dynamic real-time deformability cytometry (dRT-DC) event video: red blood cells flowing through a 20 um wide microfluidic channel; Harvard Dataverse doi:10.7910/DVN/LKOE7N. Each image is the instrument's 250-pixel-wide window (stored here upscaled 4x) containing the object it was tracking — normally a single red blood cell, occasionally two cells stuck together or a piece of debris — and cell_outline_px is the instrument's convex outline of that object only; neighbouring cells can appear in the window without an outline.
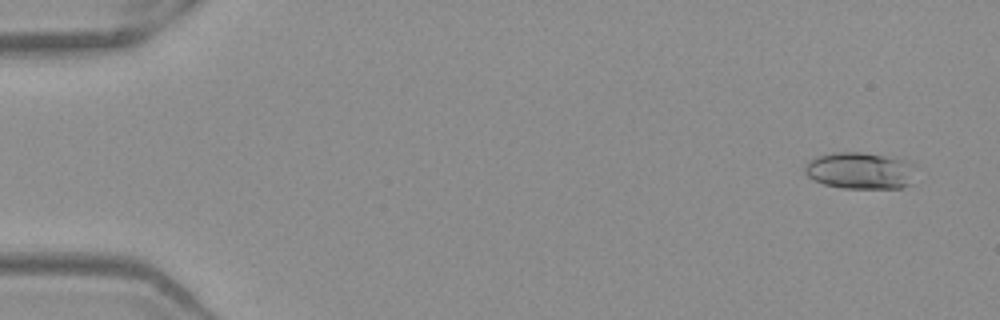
{"species": "Egyptian fruit bat (a non-hibernating species)", "species_latin": "Rousettus aegyptiacus", "temperature_condition": "warm", "stored_images_in_passage": 51, "camera_frame_rate_fps": 3000, "um_per_image_px": 0.085, "frame": {"image": 1, "passage_image": 2, "time_ms": 0.333, "image_size_px": [1000, 320], "cell_outline_px": [[908, 184], [900, 188], [840, 188], [824, 184], [812, 180], [804, 172], [804, 168], [808, 160], [816, 156], [832, 152], [860, 152], [884, 156], [904, 160], [908, 164]], "centroid_in_image_um": [72.91, 14.5], "position_along_channel_um": 12.1, "area_um2": 23.06}}
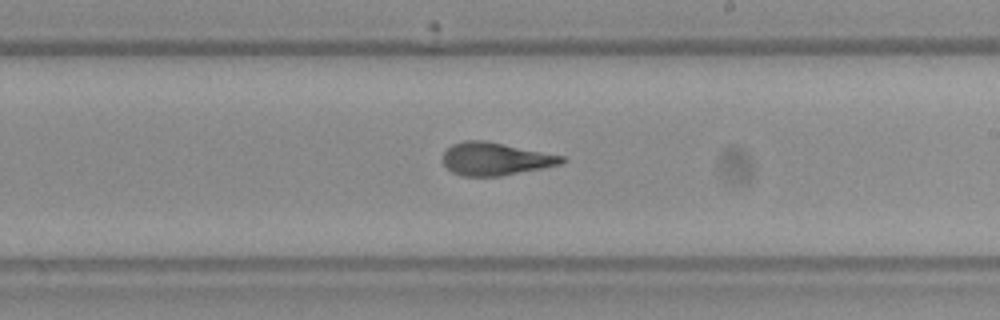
{"frame": {"image": 2, "passage_image": 30, "time_ms": 9.667, "image_size_px": [1000, 320], "cell_outline_px": [[568, 160], [560, 164], [500, 176], [464, 176], [452, 172], [444, 164], [444, 152], [452, 144], [464, 140], [484, 140], [564, 156]], "centroid_in_image_um": [42.1, 13.5], "position_along_channel_um": 246.9, "area_um2": 22.43}}
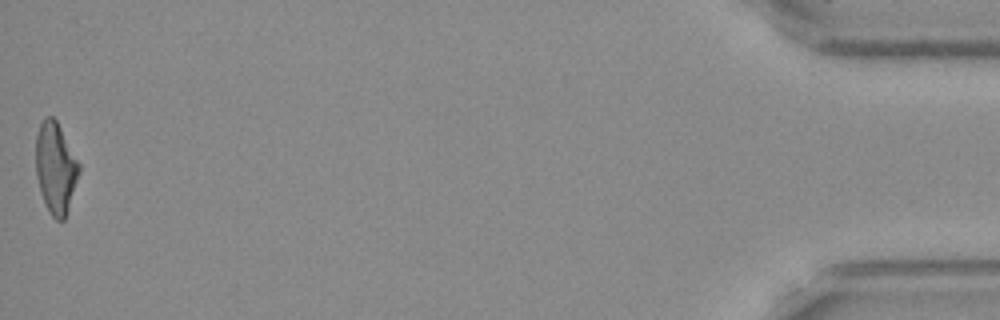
{"frame": {"image": 3, "passage_image": 51, "time_ms": 16.667, "image_size_px": [1000, 320], "cell_outline_px": [[80, 172], [64, 220], [56, 220], [52, 216], [44, 204], [40, 192], [36, 176], [36, 136], [40, 124], [44, 116], [52, 116], [56, 120], [80, 164]], "centroid_in_image_um": [4.71, 14.27], "position_along_channel_um": 430.5, "area_um2": 22.89}, "authors_computed_cell_mechanics": {"area_um2": 22.9466, "velocity_mm_per_s": 3.9624, "shape_relaxation_time_tau1_ms": 5.3224, "shape_relaxation_time_tau2_ms": 1.4804, "deformation_change_tau1": 0.2013, "deformation_change_tau2": 0.11}}